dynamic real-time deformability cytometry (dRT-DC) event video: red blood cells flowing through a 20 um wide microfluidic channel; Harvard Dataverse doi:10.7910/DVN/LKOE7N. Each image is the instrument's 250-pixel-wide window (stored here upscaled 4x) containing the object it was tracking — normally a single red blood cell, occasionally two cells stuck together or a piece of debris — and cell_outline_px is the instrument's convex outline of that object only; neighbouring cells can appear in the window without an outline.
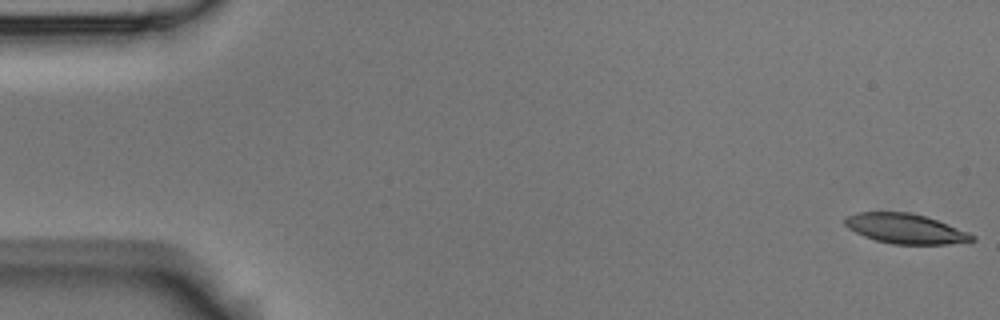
{"species": "Egyptian fruit bat (a non-hibernating species)", "species_latin": "Rousettus aegyptiacus", "temperature_condition": "room temperature", "stored_images_in_passage": 5, "camera_frame_rate_fps": 3000, "um_per_image_px": 0.085, "animal": {"sex": "male"}, "frame": {"image": 1, "passage_image": 1, "time_ms": 0.0, "image_size_px": [1000, 320], "cell_outline_px": [[976, 240], [948, 244], [896, 244], [876, 240], [864, 236], [848, 228], [844, 224], [844, 220], [848, 216], [856, 212], [908, 212], [924, 216], [936, 220], [968, 232], [976, 236]], "centroid_in_image_um": [76.96, 19.43], "position_along_channel_um": 8.0, "area_um2": 21.85}}
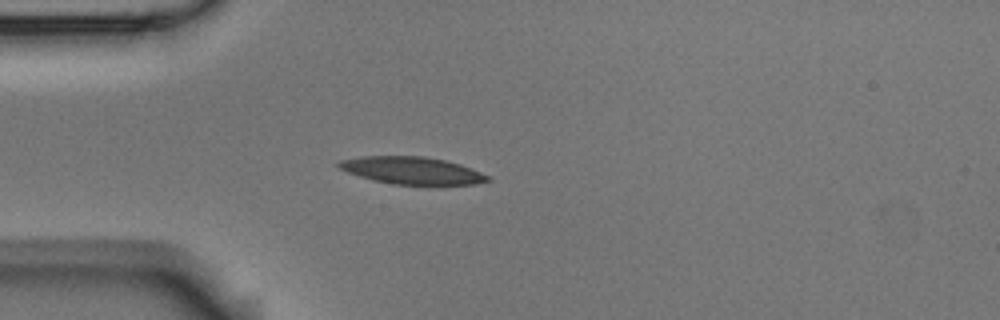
{"frame": {"image": 2, "passage_image": 5, "time_ms": 1.333, "image_size_px": [1000, 320], "cell_outline_px": [[492, 180], [476, 184], [440, 188], [392, 184], [360, 176], [348, 172], [340, 168], [336, 164], [340, 160], [360, 156], [424, 156], [444, 160], [460, 164], [472, 168], [488, 176]], "centroid_in_image_um": [35.12, 14.54], "position_along_channel_um": 49.9, "area_um2": 24.62}}